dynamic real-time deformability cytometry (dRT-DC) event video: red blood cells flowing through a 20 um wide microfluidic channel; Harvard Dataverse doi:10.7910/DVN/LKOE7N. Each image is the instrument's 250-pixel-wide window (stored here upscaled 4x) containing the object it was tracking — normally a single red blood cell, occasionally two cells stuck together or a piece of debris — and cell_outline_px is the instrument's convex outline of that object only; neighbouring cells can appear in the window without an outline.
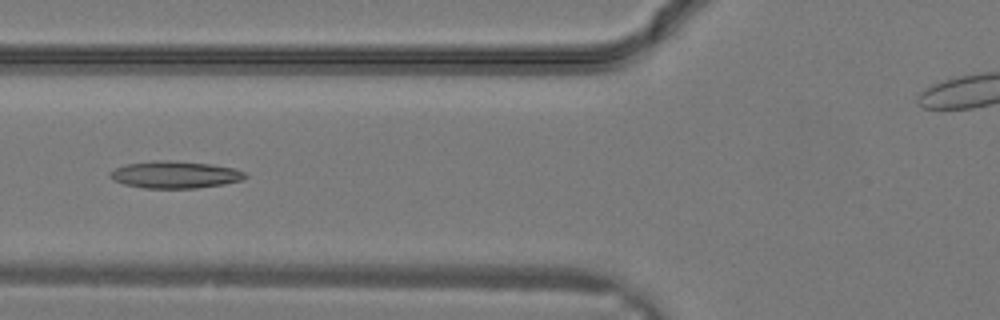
{"species": "common noctule bat (a hibernating species)", "species_latin": "Nyctalus noctula", "temperature_condition": "warm", "stored_images_in_passage": 17, "camera_frame_rate_fps": 3000, "um_per_image_px": 0.085, "animal": {"sex": "male", "body_mass_g": 19.2, "forearm_length_mm": 51.8}, "frame": {"image": 1, "passage_image": 12, "time_ms": 3.667, "image_size_px": [1000, 320], "cell_outline_px": [[248, 176], [244, 180], [224, 184], [196, 188], [144, 188], [124, 184], [108, 176], [108, 172], [116, 168], [128, 164], [152, 160], [168, 160], [212, 164], [232, 168], [244, 172]], "centroid_in_image_um": [14.89, 14.84], "position_along_channel_um": 110.9, "area_um2": 21.33}}
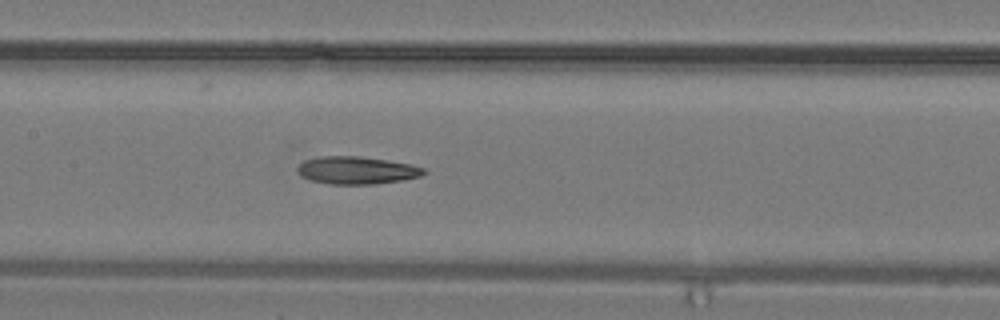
{"frame": {"image": 2, "passage_image": 15, "time_ms": 4.667, "image_size_px": [1000, 320], "cell_outline_px": [[428, 172], [420, 176], [404, 180], [372, 184], [328, 184], [312, 180], [300, 176], [296, 168], [304, 160], [320, 156], [360, 156], [388, 160], [412, 164], [424, 168]], "centroid_in_image_um": [30.33, 14.47], "position_along_channel_um": 177.1, "area_um2": 20.46}}
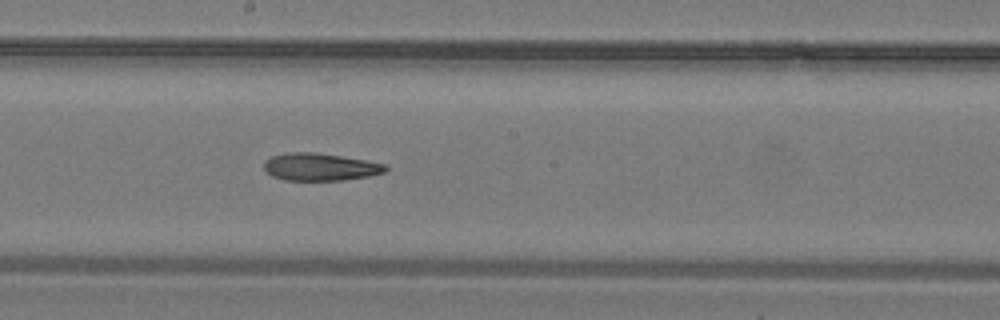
{"frame": {"image": 3, "passage_image": 17, "time_ms": 5.333, "image_size_px": [1000, 320], "cell_outline_px": [[388, 168], [384, 172], [368, 176], [344, 180], [284, 180], [272, 176], [264, 168], [264, 160], [272, 156], [288, 152], [312, 152], [340, 156], [388, 164]], "centroid_in_image_um": [27.2, 14.19], "position_along_channel_um": 221.0, "area_um2": 19.36}}